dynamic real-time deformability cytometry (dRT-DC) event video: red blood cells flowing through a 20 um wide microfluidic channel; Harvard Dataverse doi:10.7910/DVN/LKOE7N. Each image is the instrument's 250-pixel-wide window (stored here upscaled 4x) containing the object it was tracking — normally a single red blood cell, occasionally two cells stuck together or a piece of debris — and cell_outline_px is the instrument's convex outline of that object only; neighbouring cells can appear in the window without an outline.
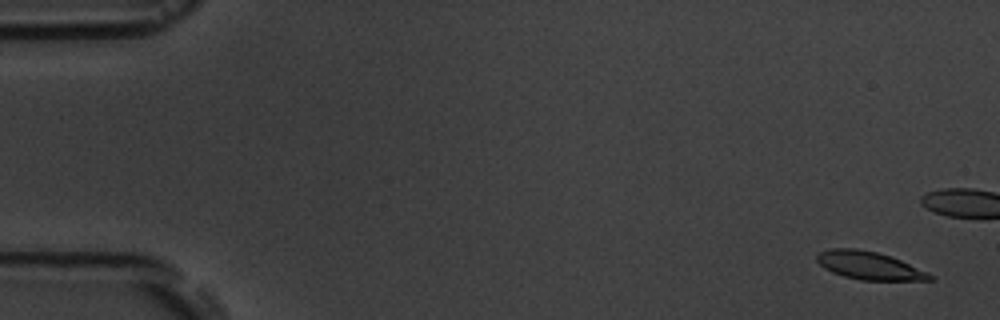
{"species": "common noctule bat (a hibernating species)", "species_latin": "Nyctalus noctula", "temperature_condition": "room temperature", "stored_images_in_passage": 6, "camera_frame_rate_fps": 3000, "um_per_image_px": 0.085, "animal": {"sex": "male", "body_mass_g": 19.5, "forearm_length_mm": 54.6}, "frame": {"image": 1, "passage_image": 1, "time_ms": 0.0, "image_size_px": [1000, 320], "cell_outline_px": [[936, 280], [860, 280], [844, 276], [832, 272], [824, 268], [816, 260], [816, 256], [820, 252], [832, 248], [856, 248], [876, 252], [892, 256], [928, 272], [936, 276]], "centroid_in_image_um": [73.92, 22.57], "position_along_channel_um": 11.1, "area_um2": 18.5}}
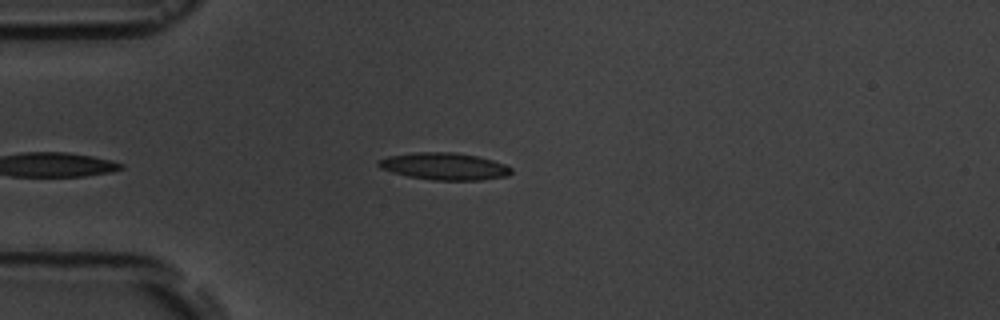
{"frame": {"image": 2, "passage_image": 6, "time_ms": 5.667, "image_size_px": [1000, 320], "cell_outline_px": [[512, 172], [508, 176], [480, 180], [432, 180], [408, 176], [392, 172], [380, 168], [376, 164], [376, 160], [388, 156], [416, 152], [456, 152], [476, 156], [492, 160], [504, 164], [512, 168]], "centroid_in_image_um": [37.75, 14.13], "position_along_channel_um": 47.3, "area_um2": 21.04}}